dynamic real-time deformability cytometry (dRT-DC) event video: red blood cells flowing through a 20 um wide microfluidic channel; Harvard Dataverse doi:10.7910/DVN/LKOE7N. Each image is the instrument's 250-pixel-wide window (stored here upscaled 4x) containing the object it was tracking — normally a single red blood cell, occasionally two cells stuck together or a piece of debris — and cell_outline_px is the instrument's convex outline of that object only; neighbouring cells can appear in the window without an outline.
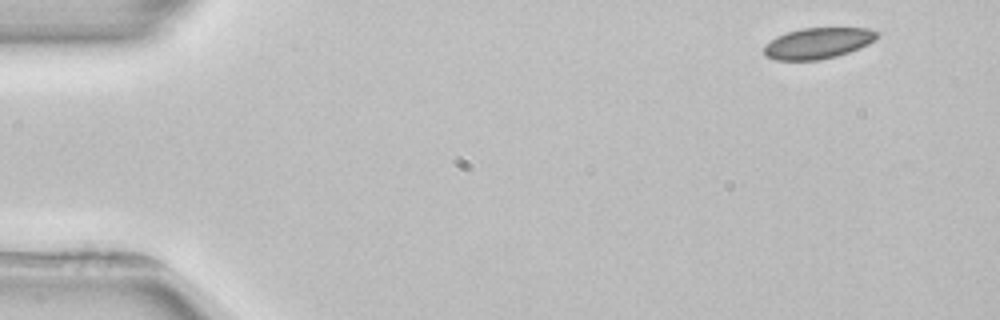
{"species": "common noctule bat (a hibernating species)", "species_latin": "Nyctalus noctula", "temperature_condition": "room temperature", "stored_images_in_passage": 3, "camera_frame_rate_fps": 3000, "um_per_image_px": 0.085, "animal": {"sex": "female", "body_mass_g": 22.7, "forearm_length_mm": 54.2}, "frame": {"image": 1, "passage_image": 1, "time_ms": 0.0, "image_size_px": [1000, 320], "cell_outline_px": [[880, 36], [876, 40], [860, 48], [836, 56], [820, 60], [776, 60], [764, 56], [764, 44], [776, 36], [800, 28], [868, 28], [880, 32]], "centroid_in_image_um": [69.53, 3.67], "position_along_channel_um": 15.5, "area_um2": 20.63}}